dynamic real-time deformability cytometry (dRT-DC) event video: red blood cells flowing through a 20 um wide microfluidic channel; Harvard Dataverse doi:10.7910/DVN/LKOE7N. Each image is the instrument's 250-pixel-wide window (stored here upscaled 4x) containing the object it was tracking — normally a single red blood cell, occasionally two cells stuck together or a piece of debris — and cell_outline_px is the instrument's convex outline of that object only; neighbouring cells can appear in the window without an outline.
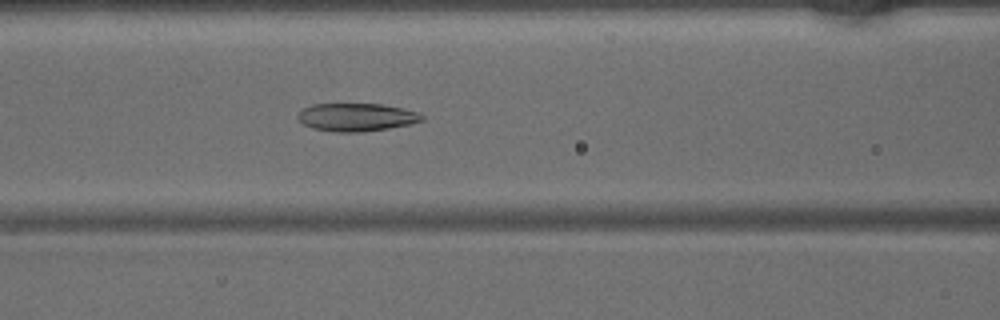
{"species": "common noctule bat (a hibernating species)", "species_latin": "Nyctalus noctula", "temperature_condition": "warm", "stored_images_in_passage": 45, "camera_frame_rate_fps": 3000, "um_per_image_px": 0.085, "animal": {"sex": "male", "body_mass_g": 15.6}, "frame": {"image": 1, "passage_image": 18, "time_ms": 5.667, "image_size_px": [1000, 320], "cell_outline_px": [[424, 120], [408, 124], [388, 128], [364, 132], [336, 132], [312, 128], [304, 124], [296, 116], [304, 108], [312, 104], [380, 104], [404, 108], [416, 112], [424, 116]], "centroid_in_image_um": [30.3, 9.96], "position_along_channel_um": 136.3, "area_um2": 20.11}}
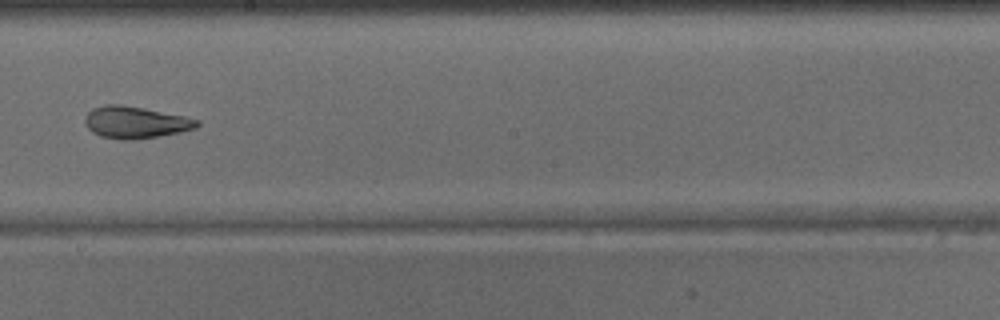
{"frame": {"image": 2, "passage_image": 25, "time_ms": 8.0, "image_size_px": [1000, 320], "cell_outline_px": [[200, 124], [196, 128], [160, 136], [132, 140], [124, 140], [100, 136], [92, 132], [84, 124], [84, 120], [88, 112], [92, 108], [104, 104], [124, 104], [184, 116], [200, 120]], "centroid_in_image_um": [11.49, 10.39], "position_along_channel_um": 236.7, "area_um2": 20.98}}
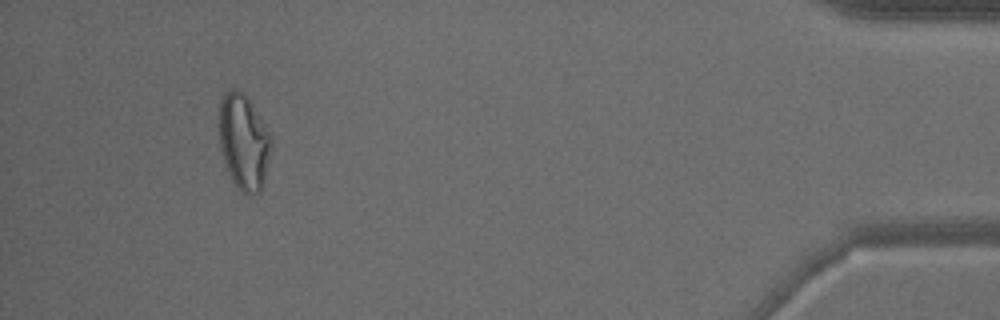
{"frame": {"image": 3, "passage_image": 42, "time_ms": 13.667, "image_size_px": [1000, 320], "cell_outline_px": [[272, 148], [260, 192], [252, 196], [244, 192], [232, 180], [224, 164], [220, 148], [220, 100], [224, 92], [232, 88], [236, 88], [244, 92], [264, 124], [272, 140]], "centroid_in_image_um": [20.71, 12.04], "position_along_channel_um": 414.5, "area_um2": 28.78}}